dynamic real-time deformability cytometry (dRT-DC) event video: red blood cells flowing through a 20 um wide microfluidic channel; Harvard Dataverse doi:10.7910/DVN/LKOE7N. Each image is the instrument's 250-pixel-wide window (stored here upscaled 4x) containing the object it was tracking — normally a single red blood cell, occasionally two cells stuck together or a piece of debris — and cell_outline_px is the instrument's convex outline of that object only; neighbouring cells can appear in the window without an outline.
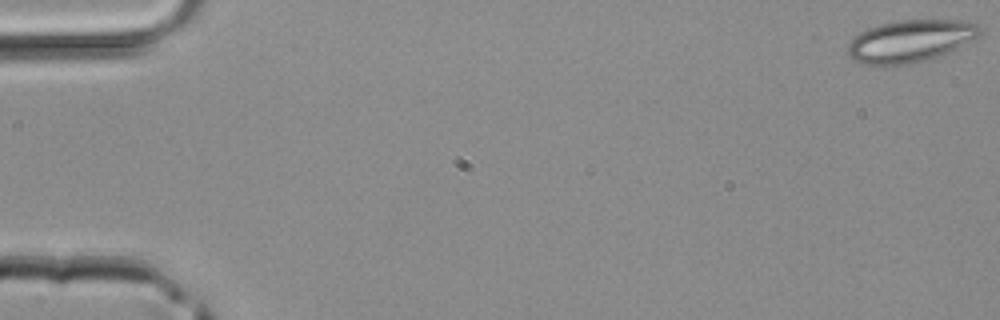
{"species": "common noctule bat (a hibernating species)", "species_latin": "Nyctalus noctula", "temperature_condition": "room temperature", "stored_images_in_passage": 15, "camera_frame_rate_fps": 3000, "um_per_image_px": 0.085, "animal": {"sex": "male", "body_mass_g": 20.4}, "frame": {"image": 1, "passage_image": 1, "time_ms": 0.0, "image_size_px": [1000, 320], "cell_outline_px": [[980, 32], [976, 36], [956, 48], [948, 52], [928, 60], [912, 64], [864, 64], [852, 60], [848, 56], [848, 44], [860, 32], [868, 28], [880, 24], [896, 20], [964, 20], [976, 24], [980, 28]], "centroid_in_image_um": [77.33, 3.48], "position_along_channel_um": 7.7, "area_um2": 32.14}}